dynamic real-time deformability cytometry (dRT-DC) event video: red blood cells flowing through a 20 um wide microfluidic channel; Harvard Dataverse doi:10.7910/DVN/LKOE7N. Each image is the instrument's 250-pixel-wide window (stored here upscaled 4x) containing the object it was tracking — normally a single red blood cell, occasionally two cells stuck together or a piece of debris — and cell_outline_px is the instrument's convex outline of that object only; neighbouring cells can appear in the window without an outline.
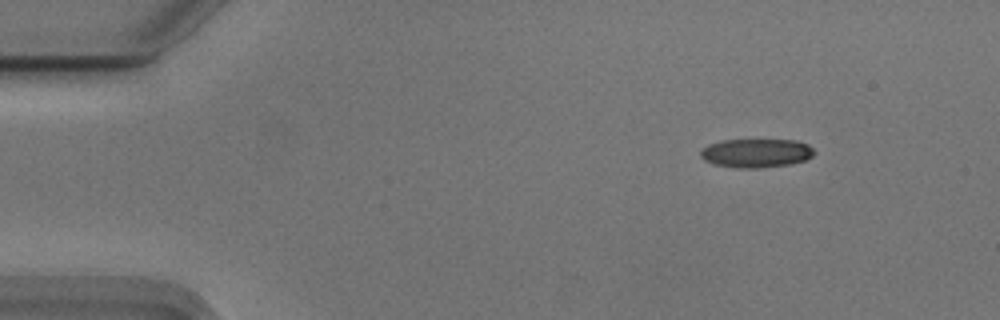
{"species": "Egyptian fruit bat (a non-hibernating species)", "species_latin": "Rousettus aegyptiacus", "temperature_condition": "cold", "stored_images_in_passage": 23, "camera_frame_rate_fps": 3000, "um_per_image_px": 0.085, "animal": {"sex": "male"}, "frame": {"image": 1, "passage_image": 1, "time_ms": 0.0, "image_size_px": [1000, 320], "cell_outline_px": [[816, 152], [812, 156], [804, 160], [788, 164], [756, 168], [736, 168], [712, 164], [704, 160], [700, 156], [700, 152], [708, 144], [720, 140], [796, 140], [808, 144]], "centroid_in_image_um": [64.25, 13.01], "position_along_channel_um": 20.8, "area_um2": 19.07}}
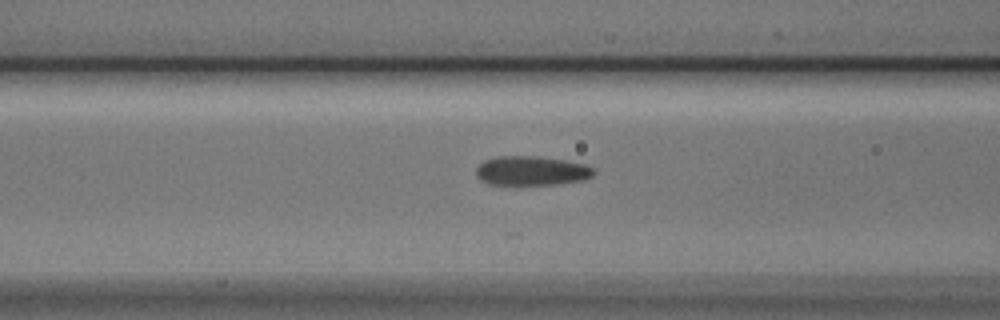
{"frame": {"image": 2, "passage_image": 16, "time_ms": 5.0, "image_size_px": [1000, 320], "cell_outline_px": [[596, 172], [592, 176], [584, 180], [556, 184], [488, 184], [480, 180], [476, 176], [476, 168], [484, 160], [500, 156], [532, 156], [564, 160], [584, 164], [592, 168]], "centroid_in_image_um": [45.16, 14.52], "position_along_channel_um": 121.4, "area_um2": 19.94}}
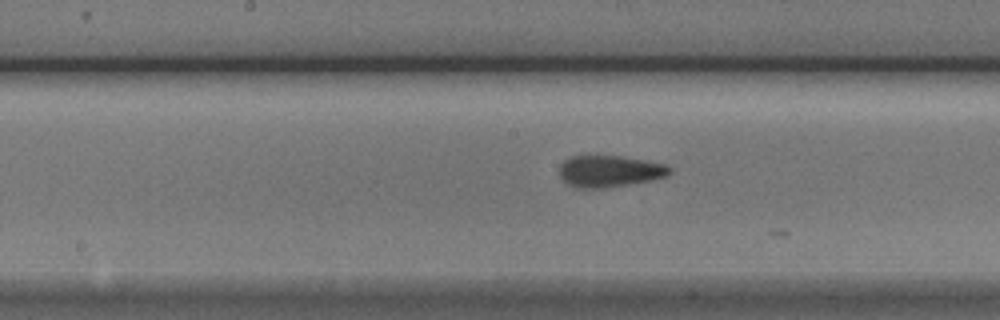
{"frame": {"image": 3, "passage_image": 22, "time_ms": 7.0, "image_size_px": [1000, 320], "cell_outline_px": [[672, 172], [668, 176], [652, 180], [628, 184], [600, 188], [572, 188], [560, 176], [560, 164], [564, 160], [572, 156], [620, 156], [664, 164], [672, 168]], "centroid_in_image_um": [51.81, 14.56], "position_along_channel_um": 196.4, "area_um2": 20.23}}